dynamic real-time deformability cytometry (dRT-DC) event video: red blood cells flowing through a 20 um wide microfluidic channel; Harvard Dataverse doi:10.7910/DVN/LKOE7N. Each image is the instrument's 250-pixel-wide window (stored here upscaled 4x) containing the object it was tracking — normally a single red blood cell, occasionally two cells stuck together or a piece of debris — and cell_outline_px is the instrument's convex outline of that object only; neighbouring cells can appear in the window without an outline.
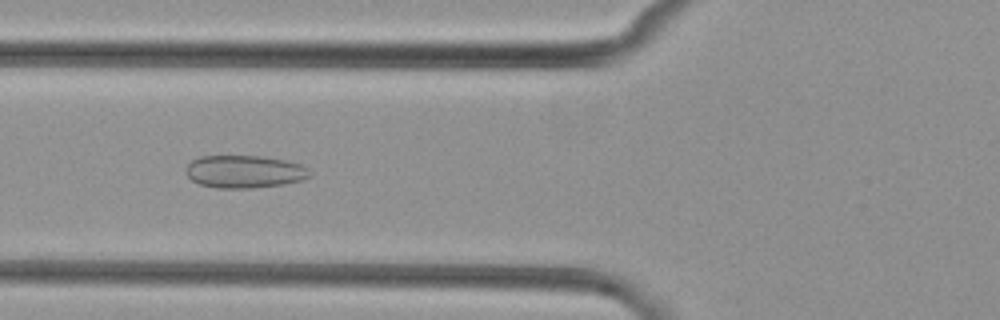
{"species": "common noctule bat (a hibernating species)", "species_latin": "Nyctalus noctula", "temperature_condition": "cold", "stored_images_in_passage": 7, "camera_frame_rate_fps": 3000, "um_per_image_px": 0.085, "animal": {"sex": "female", "body_mass_g": 29.2, "forearm_length_mm": 56.3}, "frame": {"image": 1, "passage_image": 5, "time_ms": 5.333, "image_size_px": [1000, 320], "cell_outline_px": [[312, 176], [304, 180], [284, 184], [252, 188], [216, 188], [200, 184], [192, 180], [184, 172], [188, 164], [192, 160], [200, 156], [260, 156], [288, 160], [300, 164], [308, 168], [312, 172]], "centroid_in_image_um": [20.82, 14.59], "position_along_channel_um": 105.0, "area_um2": 23.87}}
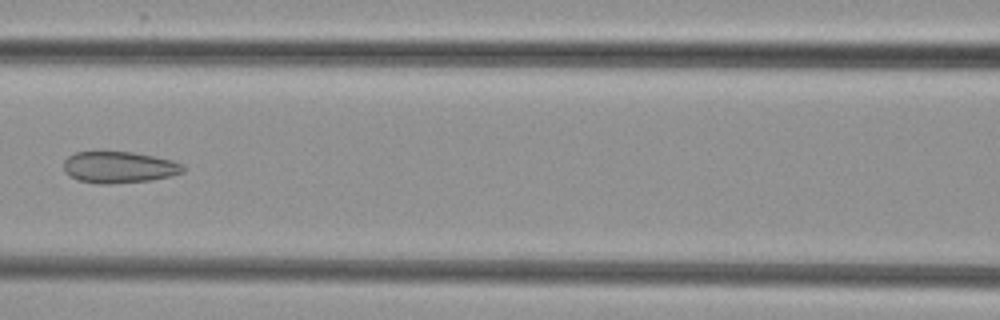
{"frame": {"image": 2, "passage_image": 6, "time_ms": 6.667, "image_size_px": [1000, 320], "cell_outline_px": [[188, 168], [184, 172], [172, 176], [152, 180], [112, 184], [96, 184], [76, 180], [68, 176], [64, 172], [64, 160], [68, 156], [76, 152], [132, 152], [172, 160], [184, 164]], "centroid_in_image_um": [10.13, 14.23], "position_along_channel_um": 156.5, "area_um2": 22.31}}
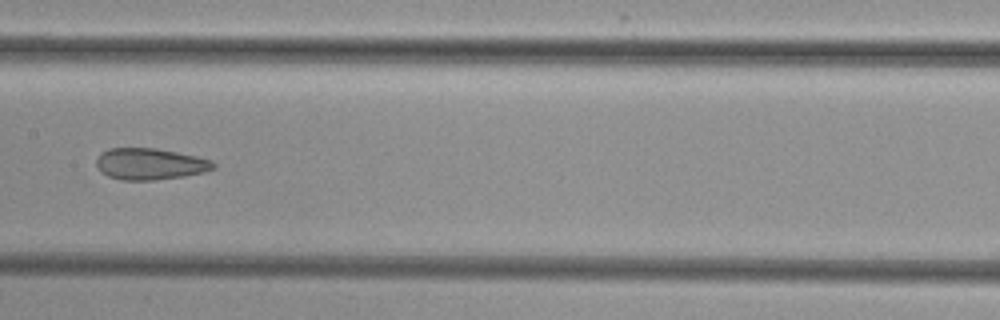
{"frame": {"image": 3, "passage_image": 7, "time_ms": 7.667, "image_size_px": [1000, 320], "cell_outline_px": [[216, 168], [204, 172], [184, 176], [152, 180], [120, 180], [108, 176], [96, 164], [96, 160], [100, 152], [108, 148], [156, 148], [196, 156], [212, 160], [216, 164]], "centroid_in_image_um": [12.77, 13.93], "position_along_channel_um": 194.6, "area_um2": 21.44}}